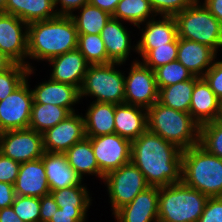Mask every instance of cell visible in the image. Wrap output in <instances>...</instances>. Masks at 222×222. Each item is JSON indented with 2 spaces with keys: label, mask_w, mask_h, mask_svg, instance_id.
Returning a JSON list of instances; mask_svg holds the SVG:
<instances>
[{
  "label": "cell",
  "mask_w": 222,
  "mask_h": 222,
  "mask_svg": "<svg viewBox=\"0 0 222 222\" xmlns=\"http://www.w3.org/2000/svg\"><path fill=\"white\" fill-rule=\"evenodd\" d=\"M121 65L118 62L89 65L79 89L80 100L90 96L94 102L124 103L126 71L118 69Z\"/></svg>",
  "instance_id": "cell-7"
},
{
  "label": "cell",
  "mask_w": 222,
  "mask_h": 222,
  "mask_svg": "<svg viewBox=\"0 0 222 222\" xmlns=\"http://www.w3.org/2000/svg\"><path fill=\"white\" fill-rule=\"evenodd\" d=\"M59 209L51 193L40 198V222H49Z\"/></svg>",
  "instance_id": "cell-44"
},
{
  "label": "cell",
  "mask_w": 222,
  "mask_h": 222,
  "mask_svg": "<svg viewBox=\"0 0 222 222\" xmlns=\"http://www.w3.org/2000/svg\"><path fill=\"white\" fill-rule=\"evenodd\" d=\"M174 18L178 38L208 45L216 53L219 52L222 47V24L200 0H196Z\"/></svg>",
  "instance_id": "cell-6"
},
{
  "label": "cell",
  "mask_w": 222,
  "mask_h": 222,
  "mask_svg": "<svg viewBox=\"0 0 222 222\" xmlns=\"http://www.w3.org/2000/svg\"><path fill=\"white\" fill-rule=\"evenodd\" d=\"M86 185L50 191L60 210H89L92 198Z\"/></svg>",
  "instance_id": "cell-32"
},
{
  "label": "cell",
  "mask_w": 222,
  "mask_h": 222,
  "mask_svg": "<svg viewBox=\"0 0 222 222\" xmlns=\"http://www.w3.org/2000/svg\"><path fill=\"white\" fill-rule=\"evenodd\" d=\"M199 145L222 159V122L215 120L200 126Z\"/></svg>",
  "instance_id": "cell-35"
},
{
  "label": "cell",
  "mask_w": 222,
  "mask_h": 222,
  "mask_svg": "<svg viewBox=\"0 0 222 222\" xmlns=\"http://www.w3.org/2000/svg\"><path fill=\"white\" fill-rule=\"evenodd\" d=\"M13 184L0 182V209L10 207L15 199Z\"/></svg>",
  "instance_id": "cell-46"
},
{
  "label": "cell",
  "mask_w": 222,
  "mask_h": 222,
  "mask_svg": "<svg viewBox=\"0 0 222 222\" xmlns=\"http://www.w3.org/2000/svg\"><path fill=\"white\" fill-rule=\"evenodd\" d=\"M5 13L18 17L26 24L58 16L54 0H7Z\"/></svg>",
  "instance_id": "cell-25"
},
{
  "label": "cell",
  "mask_w": 222,
  "mask_h": 222,
  "mask_svg": "<svg viewBox=\"0 0 222 222\" xmlns=\"http://www.w3.org/2000/svg\"><path fill=\"white\" fill-rule=\"evenodd\" d=\"M182 182L208 197H222V159L199 144L182 150Z\"/></svg>",
  "instance_id": "cell-3"
},
{
  "label": "cell",
  "mask_w": 222,
  "mask_h": 222,
  "mask_svg": "<svg viewBox=\"0 0 222 222\" xmlns=\"http://www.w3.org/2000/svg\"><path fill=\"white\" fill-rule=\"evenodd\" d=\"M47 62L52 68L49 74L52 81L74 85L78 89L90 65L78 49L55 56Z\"/></svg>",
  "instance_id": "cell-16"
},
{
  "label": "cell",
  "mask_w": 222,
  "mask_h": 222,
  "mask_svg": "<svg viewBox=\"0 0 222 222\" xmlns=\"http://www.w3.org/2000/svg\"><path fill=\"white\" fill-rule=\"evenodd\" d=\"M157 88L187 81L194 75L178 60L167 63L154 70Z\"/></svg>",
  "instance_id": "cell-34"
},
{
  "label": "cell",
  "mask_w": 222,
  "mask_h": 222,
  "mask_svg": "<svg viewBox=\"0 0 222 222\" xmlns=\"http://www.w3.org/2000/svg\"><path fill=\"white\" fill-rule=\"evenodd\" d=\"M103 182L107 187L112 215L149 187L143 173L132 162L106 174Z\"/></svg>",
  "instance_id": "cell-8"
},
{
  "label": "cell",
  "mask_w": 222,
  "mask_h": 222,
  "mask_svg": "<svg viewBox=\"0 0 222 222\" xmlns=\"http://www.w3.org/2000/svg\"><path fill=\"white\" fill-rule=\"evenodd\" d=\"M203 78L209 84L215 95L222 101V61L214 60L212 66L204 74Z\"/></svg>",
  "instance_id": "cell-40"
},
{
  "label": "cell",
  "mask_w": 222,
  "mask_h": 222,
  "mask_svg": "<svg viewBox=\"0 0 222 222\" xmlns=\"http://www.w3.org/2000/svg\"><path fill=\"white\" fill-rule=\"evenodd\" d=\"M115 104L90 102L84 117L85 136L97 137L115 133Z\"/></svg>",
  "instance_id": "cell-26"
},
{
  "label": "cell",
  "mask_w": 222,
  "mask_h": 222,
  "mask_svg": "<svg viewBox=\"0 0 222 222\" xmlns=\"http://www.w3.org/2000/svg\"><path fill=\"white\" fill-rule=\"evenodd\" d=\"M14 64L15 62L11 58L0 51V72L10 69Z\"/></svg>",
  "instance_id": "cell-50"
},
{
  "label": "cell",
  "mask_w": 222,
  "mask_h": 222,
  "mask_svg": "<svg viewBox=\"0 0 222 222\" xmlns=\"http://www.w3.org/2000/svg\"><path fill=\"white\" fill-rule=\"evenodd\" d=\"M87 138L91 141L96 162L103 176L131 162L132 142L122 136L112 133Z\"/></svg>",
  "instance_id": "cell-12"
},
{
  "label": "cell",
  "mask_w": 222,
  "mask_h": 222,
  "mask_svg": "<svg viewBox=\"0 0 222 222\" xmlns=\"http://www.w3.org/2000/svg\"><path fill=\"white\" fill-rule=\"evenodd\" d=\"M131 162L149 186L182 182V150L148 129L131 144Z\"/></svg>",
  "instance_id": "cell-1"
},
{
  "label": "cell",
  "mask_w": 222,
  "mask_h": 222,
  "mask_svg": "<svg viewBox=\"0 0 222 222\" xmlns=\"http://www.w3.org/2000/svg\"><path fill=\"white\" fill-rule=\"evenodd\" d=\"M131 62L128 75H124V103L148 109L158 101L159 90L154 71L140 59Z\"/></svg>",
  "instance_id": "cell-10"
},
{
  "label": "cell",
  "mask_w": 222,
  "mask_h": 222,
  "mask_svg": "<svg viewBox=\"0 0 222 222\" xmlns=\"http://www.w3.org/2000/svg\"><path fill=\"white\" fill-rule=\"evenodd\" d=\"M216 57L217 53L208 45L178 38L177 60L194 76L203 77Z\"/></svg>",
  "instance_id": "cell-23"
},
{
  "label": "cell",
  "mask_w": 222,
  "mask_h": 222,
  "mask_svg": "<svg viewBox=\"0 0 222 222\" xmlns=\"http://www.w3.org/2000/svg\"><path fill=\"white\" fill-rule=\"evenodd\" d=\"M78 31L71 16L58 15L55 18L28 24L27 67L33 61H47L55 56L77 49ZM29 58V59H28Z\"/></svg>",
  "instance_id": "cell-2"
},
{
  "label": "cell",
  "mask_w": 222,
  "mask_h": 222,
  "mask_svg": "<svg viewBox=\"0 0 222 222\" xmlns=\"http://www.w3.org/2000/svg\"><path fill=\"white\" fill-rule=\"evenodd\" d=\"M29 68L15 63L10 69L0 72V101L9 96L25 80Z\"/></svg>",
  "instance_id": "cell-37"
},
{
  "label": "cell",
  "mask_w": 222,
  "mask_h": 222,
  "mask_svg": "<svg viewBox=\"0 0 222 222\" xmlns=\"http://www.w3.org/2000/svg\"><path fill=\"white\" fill-rule=\"evenodd\" d=\"M88 1L89 0H54V5L58 15L71 16L76 10L88 4Z\"/></svg>",
  "instance_id": "cell-45"
},
{
  "label": "cell",
  "mask_w": 222,
  "mask_h": 222,
  "mask_svg": "<svg viewBox=\"0 0 222 222\" xmlns=\"http://www.w3.org/2000/svg\"><path fill=\"white\" fill-rule=\"evenodd\" d=\"M123 21L111 17L101 31L108 58L112 62L126 64L131 51L137 52V44L132 46L131 31L124 26Z\"/></svg>",
  "instance_id": "cell-17"
},
{
  "label": "cell",
  "mask_w": 222,
  "mask_h": 222,
  "mask_svg": "<svg viewBox=\"0 0 222 222\" xmlns=\"http://www.w3.org/2000/svg\"><path fill=\"white\" fill-rule=\"evenodd\" d=\"M195 76L187 81L159 88L158 102L178 111L189 113Z\"/></svg>",
  "instance_id": "cell-28"
},
{
  "label": "cell",
  "mask_w": 222,
  "mask_h": 222,
  "mask_svg": "<svg viewBox=\"0 0 222 222\" xmlns=\"http://www.w3.org/2000/svg\"><path fill=\"white\" fill-rule=\"evenodd\" d=\"M221 102L206 80L195 76L189 113L200 126L219 119Z\"/></svg>",
  "instance_id": "cell-19"
},
{
  "label": "cell",
  "mask_w": 222,
  "mask_h": 222,
  "mask_svg": "<svg viewBox=\"0 0 222 222\" xmlns=\"http://www.w3.org/2000/svg\"><path fill=\"white\" fill-rule=\"evenodd\" d=\"M218 120H220V121L222 122V102H221V112H220V117H219Z\"/></svg>",
  "instance_id": "cell-52"
},
{
  "label": "cell",
  "mask_w": 222,
  "mask_h": 222,
  "mask_svg": "<svg viewBox=\"0 0 222 222\" xmlns=\"http://www.w3.org/2000/svg\"><path fill=\"white\" fill-rule=\"evenodd\" d=\"M203 1V2H202ZM210 13L222 24V0H201Z\"/></svg>",
  "instance_id": "cell-47"
},
{
  "label": "cell",
  "mask_w": 222,
  "mask_h": 222,
  "mask_svg": "<svg viewBox=\"0 0 222 222\" xmlns=\"http://www.w3.org/2000/svg\"><path fill=\"white\" fill-rule=\"evenodd\" d=\"M156 16L149 0H120L112 15L115 19L138 27L139 31L142 23Z\"/></svg>",
  "instance_id": "cell-29"
},
{
  "label": "cell",
  "mask_w": 222,
  "mask_h": 222,
  "mask_svg": "<svg viewBox=\"0 0 222 222\" xmlns=\"http://www.w3.org/2000/svg\"><path fill=\"white\" fill-rule=\"evenodd\" d=\"M71 17L78 34H101L112 15L88 3L76 10Z\"/></svg>",
  "instance_id": "cell-30"
},
{
  "label": "cell",
  "mask_w": 222,
  "mask_h": 222,
  "mask_svg": "<svg viewBox=\"0 0 222 222\" xmlns=\"http://www.w3.org/2000/svg\"><path fill=\"white\" fill-rule=\"evenodd\" d=\"M0 222H23L14 212L12 206L0 209Z\"/></svg>",
  "instance_id": "cell-49"
},
{
  "label": "cell",
  "mask_w": 222,
  "mask_h": 222,
  "mask_svg": "<svg viewBox=\"0 0 222 222\" xmlns=\"http://www.w3.org/2000/svg\"><path fill=\"white\" fill-rule=\"evenodd\" d=\"M88 210H57L49 222H86Z\"/></svg>",
  "instance_id": "cell-43"
},
{
  "label": "cell",
  "mask_w": 222,
  "mask_h": 222,
  "mask_svg": "<svg viewBox=\"0 0 222 222\" xmlns=\"http://www.w3.org/2000/svg\"><path fill=\"white\" fill-rule=\"evenodd\" d=\"M11 206L23 222H40V198L16 195Z\"/></svg>",
  "instance_id": "cell-38"
},
{
  "label": "cell",
  "mask_w": 222,
  "mask_h": 222,
  "mask_svg": "<svg viewBox=\"0 0 222 222\" xmlns=\"http://www.w3.org/2000/svg\"><path fill=\"white\" fill-rule=\"evenodd\" d=\"M119 1L120 0H89L88 3L113 15Z\"/></svg>",
  "instance_id": "cell-48"
},
{
  "label": "cell",
  "mask_w": 222,
  "mask_h": 222,
  "mask_svg": "<svg viewBox=\"0 0 222 222\" xmlns=\"http://www.w3.org/2000/svg\"><path fill=\"white\" fill-rule=\"evenodd\" d=\"M197 222H222V197H209Z\"/></svg>",
  "instance_id": "cell-42"
},
{
  "label": "cell",
  "mask_w": 222,
  "mask_h": 222,
  "mask_svg": "<svg viewBox=\"0 0 222 222\" xmlns=\"http://www.w3.org/2000/svg\"><path fill=\"white\" fill-rule=\"evenodd\" d=\"M148 130L181 150L199 144L200 125L190 113L166 107L158 101L147 109Z\"/></svg>",
  "instance_id": "cell-4"
},
{
  "label": "cell",
  "mask_w": 222,
  "mask_h": 222,
  "mask_svg": "<svg viewBox=\"0 0 222 222\" xmlns=\"http://www.w3.org/2000/svg\"><path fill=\"white\" fill-rule=\"evenodd\" d=\"M20 163L4 156L0 152V182L15 184Z\"/></svg>",
  "instance_id": "cell-41"
},
{
  "label": "cell",
  "mask_w": 222,
  "mask_h": 222,
  "mask_svg": "<svg viewBox=\"0 0 222 222\" xmlns=\"http://www.w3.org/2000/svg\"><path fill=\"white\" fill-rule=\"evenodd\" d=\"M46 177L42 157L33 161L21 163L14 184L15 194L38 198L49 194L50 189Z\"/></svg>",
  "instance_id": "cell-21"
},
{
  "label": "cell",
  "mask_w": 222,
  "mask_h": 222,
  "mask_svg": "<svg viewBox=\"0 0 222 222\" xmlns=\"http://www.w3.org/2000/svg\"><path fill=\"white\" fill-rule=\"evenodd\" d=\"M157 16H175L196 0H149Z\"/></svg>",
  "instance_id": "cell-39"
},
{
  "label": "cell",
  "mask_w": 222,
  "mask_h": 222,
  "mask_svg": "<svg viewBox=\"0 0 222 222\" xmlns=\"http://www.w3.org/2000/svg\"><path fill=\"white\" fill-rule=\"evenodd\" d=\"M35 70L29 69L26 80L9 96L0 101V133L28 128L33 104V93L28 82Z\"/></svg>",
  "instance_id": "cell-9"
},
{
  "label": "cell",
  "mask_w": 222,
  "mask_h": 222,
  "mask_svg": "<svg viewBox=\"0 0 222 222\" xmlns=\"http://www.w3.org/2000/svg\"><path fill=\"white\" fill-rule=\"evenodd\" d=\"M32 90L33 103L53 104L75 113L74 106L80 102L79 89L74 85L48 80L37 83Z\"/></svg>",
  "instance_id": "cell-20"
},
{
  "label": "cell",
  "mask_w": 222,
  "mask_h": 222,
  "mask_svg": "<svg viewBox=\"0 0 222 222\" xmlns=\"http://www.w3.org/2000/svg\"><path fill=\"white\" fill-rule=\"evenodd\" d=\"M7 0H0V12L5 13V6Z\"/></svg>",
  "instance_id": "cell-51"
},
{
  "label": "cell",
  "mask_w": 222,
  "mask_h": 222,
  "mask_svg": "<svg viewBox=\"0 0 222 222\" xmlns=\"http://www.w3.org/2000/svg\"><path fill=\"white\" fill-rule=\"evenodd\" d=\"M77 49L90 65L112 63L100 34H78Z\"/></svg>",
  "instance_id": "cell-33"
},
{
  "label": "cell",
  "mask_w": 222,
  "mask_h": 222,
  "mask_svg": "<svg viewBox=\"0 0 222 222\" xmlns=\"http://www.w3.org/2000/svg\"><path fill=\"white\" fill-rule=\"evenodd\" d=\"M0 51L15 63L27 66L28 24L3 12H0Z\"/></svg>",
  "instance_id": "cell-13"
},
{
  "label": "cell",
  "mask_w": 222,
  "mask_h": 222,
  "mask_svg": "<svg viewBox=\"0 0 222 222\" xmlns=\"http://www.w3.org/2000/svg\"><path fill=\"white\" fill-rule=\"evenodd\" d=\"M71 114L66 108L53 104L33 103L28 128L44 133Z\"/></svg>",
  "instance_id": "cell-31"
},
{
  "label": "cell",
  "mask_w": 222,
  "mask_h": 222,
  "mask_svg": "<svg viewBox=\"0 0 222 222\" xmlns=\"http://www.w3.org/2000/svg\"><path fill=\"white\" fill-rule=\"evenodd\" d=\"M85 137L84 117L76 112L42 133L44 150L52 153H65Z\"/></svg>",
  "instance_id": "cell-14"
},
{
  "label": "cell",
  "mask_w": 222,
  "mask_h": 222,
  "mask_svg": "<svg viewBox=\"0 0 222 222\" xmlns=\"http://www.w3.org/2000/svg\"><path fill=\"white\" fill-rule=\"evenodd\" d=\"M42 161L50 191L86 184H82L84 180H82L78 173L69 165L65 153L45 151L42 156Z\"/></svg>",
  "instance_id": "cell-22"
},
{
  "label": "cell",
  "mask_w": 222,
  "mask_h": 222,
  "mask_svg": "<svg viewBox=\"0 0 222 222\" xmlns=\"http://www.w3.org/2000/svg\"><path fill=\"white\" fill-rule=\"evenodd\" d=\"M0 152L20 164L39 159L45 153L42 134L30 128L2 132Z\"/></svg>",
  "instance_id": "cell-11"
},
{
  "label": "cell",
  "mask_w": 222,
  "mask_h": 222,
  "mask_svg": "<svg viewBox=\"0 0 222 222\" xmlns=\"http://www.w3.org/2000/svg\"><path fill=\"white\" fill-rule=\"evenodd\" d=\"M65 154L69 165L78 173L82 180H84L86 175H92L103 181L104 176L100 173L91 141L87 137L75 143Z\"/></svg>",
  "instance_id": "cell-27"
},
{
  "label": "cell",
  "mask_w": 222,
  "mask_h": 222,
  "mask_svg": "<svg viewBox=\"0 0 222 222\" xmlns=\"http://www.w3.org/2000/svg\"><path fill=\"white\" fill-rule=\"evenodd\" d=\"M208 199L183 182L160 187L158 222H197Z\"/></svg>",
  "instance_id": "cell-5"
},
{
  "label": "cell",
  "mask_w": 222,
  "mask_h": 222,
  "mask_svg": "<svg viewBox=\"0 0 222 222\" xmlns=\"http://www.w3.org/2000/svg\"><path fill=\"white\" fill-rule=\"evenodd\" d=\"M160 187L149 186L114 214L115 222H158Z\"/></svg>",
  "instance_id": "cell-15"
},
{
  "label": "cell",
  "mask_w": 222,
  "mask_h": 222,
  "mask_svg": "<svg viewBox=\"0 0 222 222\" xmlns=\"http://www.w3.org/2000/svg\"><path fill=\"white\" fill-rule=\"evenodd\" d=\"M178 37L171 43L162 46H156L152 50H148L142 57L141 62L153 71L167 63L177 60Z\"/></svg>",
  "instance_id": "cell-36"
},
{
  "label": "cell",
  "mask_w": 222,
  "mask_h": 222,
  "mask_svg": "<svg viewBox=\"0 0 222 222\" xmlns=\"http://www.w3.org/2000/svg\"><path fill=\"white\" fill-rule=\"evenodd\" d=\"M159 18V19H158ZM142 23L141 37L136 40L137 52L142 57L148 50L171 43L177 37L174 16H159ZM161 18V19H160Z\"/></svg>",
  "instance_id": "cell-18"
},
{
  "label": "cell",
  "mask_w": 222,
  "mask_h": 222,
  "mask_svg": "<svg viewBox=\"0 0 222 222\" xmlns=\"http://www.w3.org/2000/svg\"><path fill=\"white\" fill-rule=\"evenodd\" d=\"M115 133L134 141L148 129L147 109L126 103L115 104Z\"/></svg>",
  "instance_id": "cell-24"
}]
</instances>
